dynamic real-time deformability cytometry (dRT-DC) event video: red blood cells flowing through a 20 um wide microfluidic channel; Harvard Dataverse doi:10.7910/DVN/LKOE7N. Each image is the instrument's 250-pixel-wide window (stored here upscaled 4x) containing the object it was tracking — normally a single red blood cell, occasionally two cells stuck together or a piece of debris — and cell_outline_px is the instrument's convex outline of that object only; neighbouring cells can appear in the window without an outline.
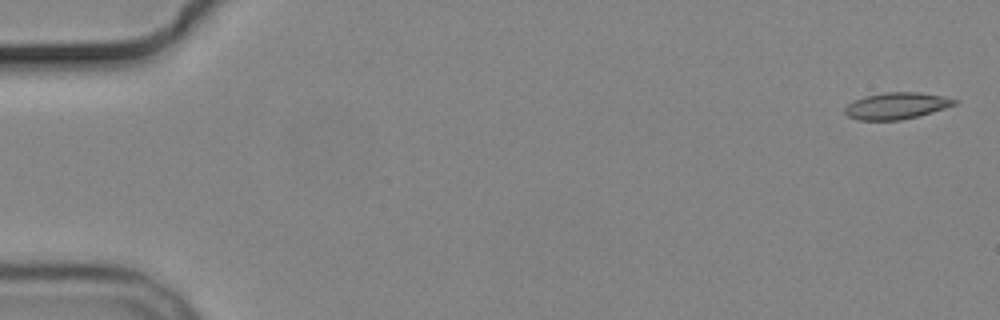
{"species": "common noctule bat (a hibernating species)", "species_latin": "Nyctalus noctula", "temperature_condition": "cold", "stored_images_in_passage": 5, "camera_frame_rate_fps": 3000, "um_per_image_px": 0.085, "animal": {"sex": "male", "body_mass_g": 19.2, "forearm_length_mm": 51.8}, "frame": {"image": 1, "passage_image": 1, "time_ms": 0.0, "image_size_px": [1000, 320], "cell_outline_px": [[960, 100], [956, 104], [932, 112], [900, 120], [860, 120], [848, 116], [844, 112], [844, 108], [852, 100], [864, 96], [884, 92], [916, 92], [944, 96]], "centroid_in_image_um": [76.18, 8.98], "position_along_channel_um": 8.8, "area_um2": 16.99}}
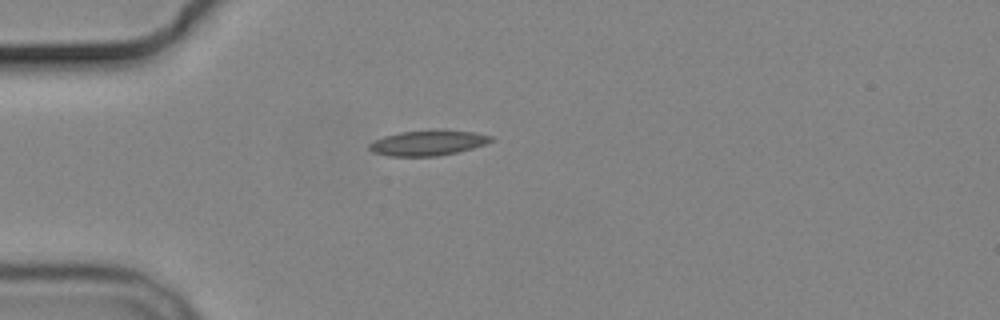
{"frame": {"image": 2, "passage_image": 5, "time_ms": 4.667, "image_size_px": [1000, 320], "cell_outline_px": [[492, 140], [484, 144], [472, 148], [456, 152], [436, 156], [388, 156], [372, 152], [368, 148], [368, 144], [384, 136], [400, 132], [440, 128], [444, 128], [476, 132], [492, 136]], "centroid_in_image_um": [36.37, 12.12], "position_along_channel_um": 48.6, "area_um2": 18.21}}